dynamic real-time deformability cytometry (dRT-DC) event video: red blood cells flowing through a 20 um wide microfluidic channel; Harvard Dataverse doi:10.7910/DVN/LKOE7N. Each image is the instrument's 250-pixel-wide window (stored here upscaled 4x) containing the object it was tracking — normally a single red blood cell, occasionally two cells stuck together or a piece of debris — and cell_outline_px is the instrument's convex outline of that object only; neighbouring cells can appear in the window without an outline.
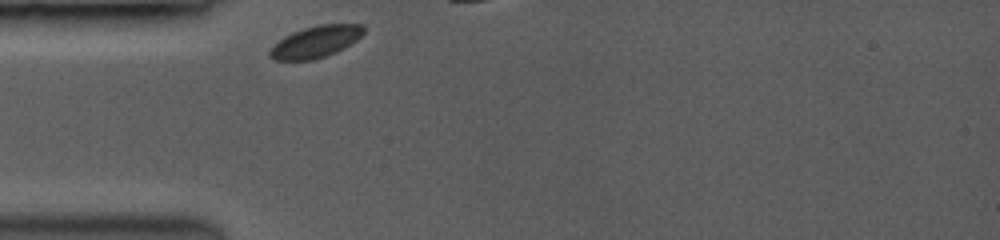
{"species": "common noctule bat (a hibernating species)", "species_latin": "Nyctalus noctula", "temperature_condition": "room temperature", "stored_images_in_passage": 8, "camera_frame_rate_fps": 3500, "um_per_image_px": 0.085, "animal": {"sex": "female", "body_mass_g": 19.0, "forearm_length_mm": 53.3}, "frame": {"image": 1, "passage_image": 1, "time_ms": 0.0, "image_size_px": [1000, 240], "cell_outline_px": [[364, 32], [356, 40], [344, 48], [336, 52], [312, 60], [272, 60], [268, 56], [268, 52], [284, 36], [292, 32], [304, 28], [320, 24], [364, 24]], "centroid_in_image_um": [26.83, 3.55], "position_along_channel_um": 58.2, "area_um2": 17.22}}
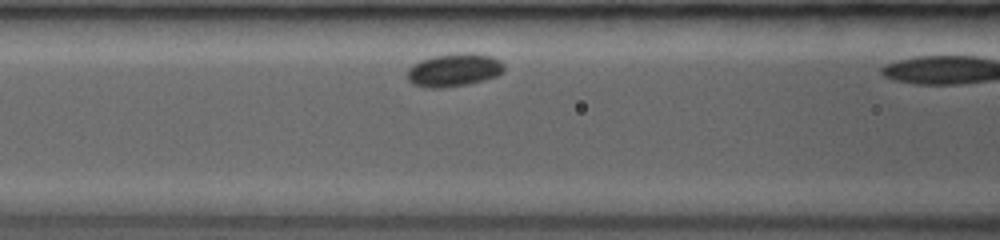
{"frame": {"image": 2, "passage_image": 7, "time_ms": 2.0, "image_size_px": [1000, 240], "cell_outline_px": [[504, 72], [496, 76], [484, 80], [468, 84], [440, 88], [428, 88], [412, 84], [408, 80], [408, 68], [412, 64], [420, 60], [432, 56], [464, 52], [472, 52], [492, 56], [500, 60], [504, 64]], "centroid_in_image_um": [38.6, 5.94], "position_along_channel_um": 128.0, "area_um2": 18.9}}